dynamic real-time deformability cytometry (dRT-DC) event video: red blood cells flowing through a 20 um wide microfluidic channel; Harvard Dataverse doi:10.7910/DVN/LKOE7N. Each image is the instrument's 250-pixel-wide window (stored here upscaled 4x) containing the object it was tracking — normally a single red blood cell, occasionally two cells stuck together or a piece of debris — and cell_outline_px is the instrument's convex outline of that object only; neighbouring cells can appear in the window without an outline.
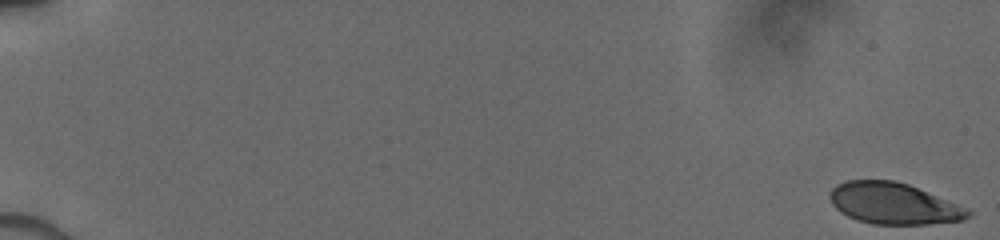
{"species": "human", "species_latin": "Homo sapiens", "temperature_condition": "cold", "stored_images_in_passage": 23, "camera_frame_rate_fps": 3000, "um_per_image_px": 0.085, "donor": {"sex": "male"}, "frame": {"image": 1, "passage_image": 1, "time_ms": 0.0, "image_size_px": [1000, 240], "cell_outline_px": [[972, 212], [964, 220], [928, 224], [872, 224], [856, 220], [848, 216], [836, 208], [832, 204], [832, 188], [836, 184], [848, 180], [892, 180], [908, 184], [956, 204]], "centroid_in_image_um": [75.93, 17.3], "position_along_channel_um": 9.1, "area_um2": 32.71}}
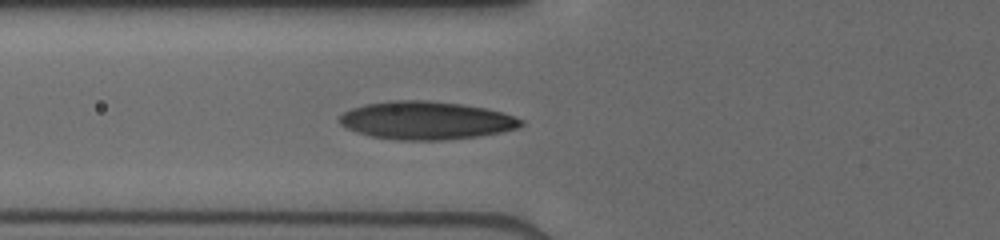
{"frame": {"image": 2, "passage_image": 18, "time_ms": 7.0, "image_size_px": [1000, 240], "cell_outline_px": [[524, 124], [520, 128], [500, 132], [476, 136], [440, 140], [400, 140], [372, 136], [356, 132], [340, 124], [340, 116], [344, 112], [352, 108], [368, 104], [392, 100], [428, 100], [460, 104], [484, 108], [504, 112], [524, 120]], "centroid_in_image_um": [36.26, 10.23], "position_along_channel_um": 89.5, "area_um2": 40.0}}
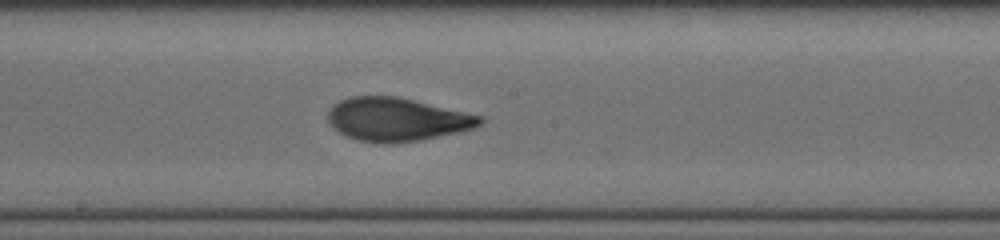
{"frame": {"image": 3, "passage_image": 23, "time_ms": 10.0, "image_size_px": [1000, 240], "cell_outline_px": [[484, 120], [480, 124], [472, 128], [456, 132], [420, 140], [392, 144], [356, 140], [340, 132], [328, 120], [328, 112], [332, 104], [348, 96], [396, 96], [484, 116]], "centroid_in_image_um": [33.72, 10.14], "position_along_channel_um": 214.5, "area_um2": 38.15}}